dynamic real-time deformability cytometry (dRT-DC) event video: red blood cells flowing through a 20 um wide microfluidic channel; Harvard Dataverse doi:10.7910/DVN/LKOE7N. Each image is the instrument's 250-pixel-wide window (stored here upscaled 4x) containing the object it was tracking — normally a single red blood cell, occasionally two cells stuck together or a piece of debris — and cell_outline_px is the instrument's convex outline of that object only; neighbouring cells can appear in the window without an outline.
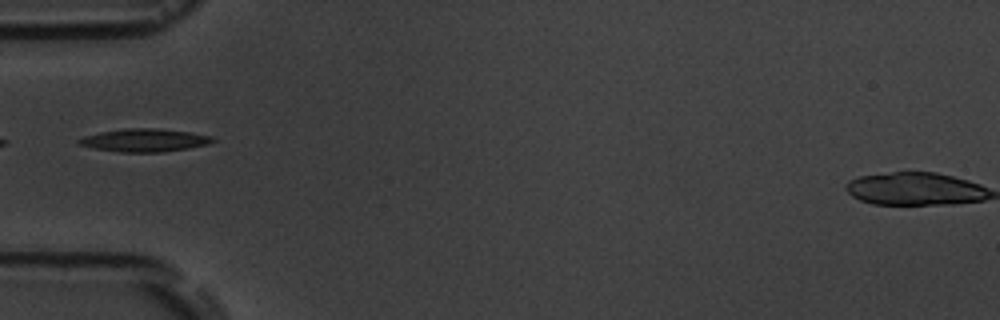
{"species": "common noctule bat (a hibernating species)", "species_latin": "Nyctalus noctula", "temperature_condition": "room temperature", "stored_images_in_passage": 3, "camera_frame_rate_fps": 3000, "um_per_image_px": 0.085, "animal": {"sex": "male", "body_mass_g": 19.5, "forearm_length_mm": 54.6}, "frame": {"image": 1, "passage_image": 2, "time_ms": 1.333, "image_size_px": [1000, 320], "cell_outline_px": [[216, 140], [208, 144], [188, 148], [160, 152], [120, 152], [96, 148], [76, 144], [76, 140], [84, 136], [100, 132], [124, 128], [156, 128], [188, 132], [212, 136]], "centroid_in_image_um": [12.26, 11.91], "position_along_channel_um": 72.7, "area_um2": 17.8}}
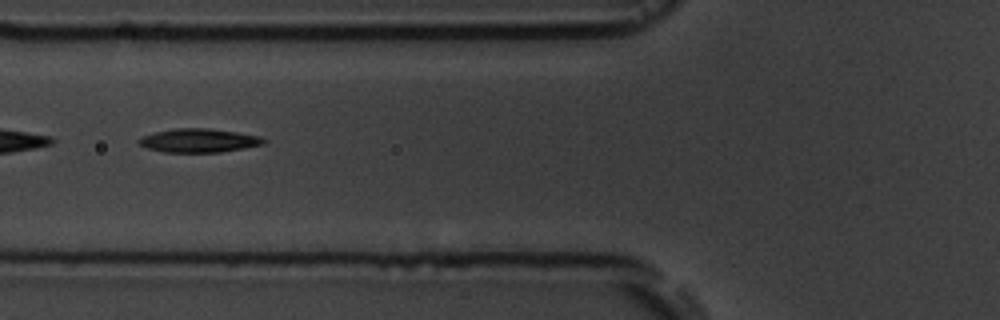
{"frame": {"image": 2, "passage_image": 3, "time_ms": 2.333, "image_size_px": [1000, 320], "cell_outline_px": [[268, 140], [264, 144], [244, 148], [220, 152], [164, 152], [148, 148], [140, 144], [136, 140], [140, 136], [156, 132], [176, 128], [208, 128], [236, 132], [260, 136]], "centroid_in_image_um": [16.91, 11.94], "position_along_channel_um": 108.9, "area_um2": 17.22}}